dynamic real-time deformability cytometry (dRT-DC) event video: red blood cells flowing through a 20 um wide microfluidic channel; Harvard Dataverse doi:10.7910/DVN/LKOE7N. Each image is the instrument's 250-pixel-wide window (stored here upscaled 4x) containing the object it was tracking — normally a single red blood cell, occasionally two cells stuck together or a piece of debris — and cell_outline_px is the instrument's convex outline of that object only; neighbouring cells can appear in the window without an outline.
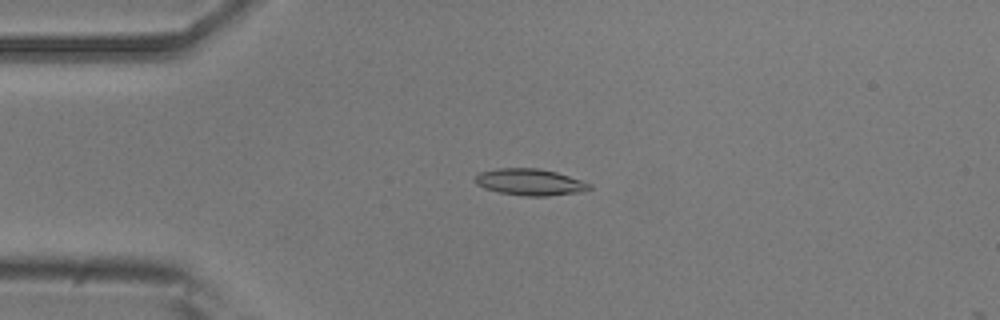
{"species": "common noctule bat (a hibernating species)", "species_latin": "Nyctalus noctula", "temperature_condition": "room temperature", "stored_images_in_passage": 52, "camera_frame_rate_fps": 3000, "um_per_image_px": 0.085, "animal": {"sex": "male", "body_mass_g": 20.5, "forearm_length_mm": 52.5}, "frame": {"image": 1, "passage_image": 12, "time_ms": 3.667, "image_size_px": [1000, 320], "cell_outline_px": [[592, 188], [580, 192], [548, 196], [528, 196], [500, 192], [484, 188], [476, 184], [476, 176], [480, 172], [496, 168], [540, 168], [556, 172], [592, 184]], "centroid_in_image_um": [45.06, 15.47], "position_along_channel_um": 39.9, "area_um2": 17.57}}
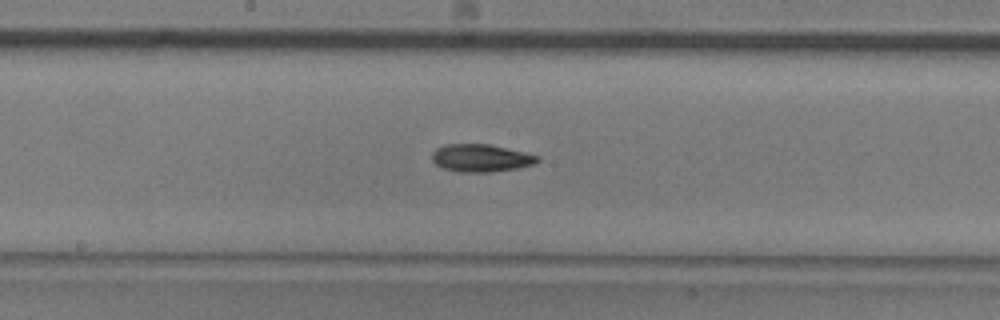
{"frame": {"image": 2, "passage_image": 27, "time_ms": 8.667, "image_size_px": [1000, 320], "cell_outline_px": [[540, 160], [532, 164], [516, 168], [492, 172], [460, 172], [444, 168], [436, 164], [432, 160], [432, 152], [436, 148], [444, 144], [488, 144], [524, 152], [540, 156]], "centroid_in_image_um": [40.86, 13.43], "position_along_channel_um": 207.3, "area_um2": 16.88}}
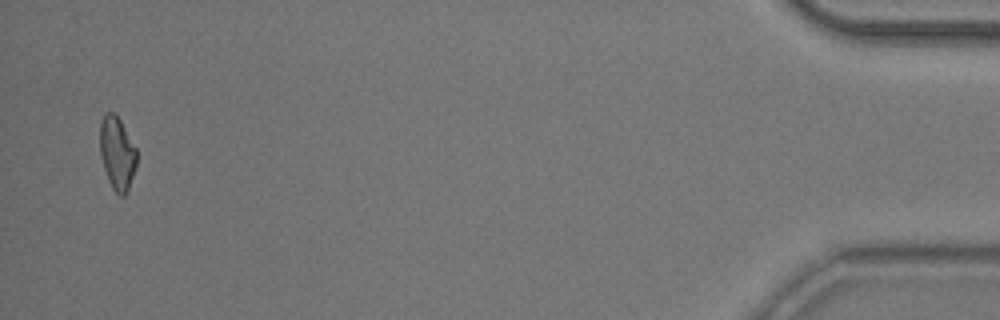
{"frame": {"image": 3, "passage_image": 51, "time_ms": 16.667, "image_size_px": [1000, 320], "cell_outline_px": [[136, 164], [128, 192], [124, 196], [120, 196], [112, 188], [108, 180], [100, 156], [100, 124], [104, 116], [108, 112], [112, 112], [120, 120], [136, 148]], "centroid_in_image_um": [9.95, 13.06], "position_along_channel_um": 425.2, "area_um2": 15.49}}